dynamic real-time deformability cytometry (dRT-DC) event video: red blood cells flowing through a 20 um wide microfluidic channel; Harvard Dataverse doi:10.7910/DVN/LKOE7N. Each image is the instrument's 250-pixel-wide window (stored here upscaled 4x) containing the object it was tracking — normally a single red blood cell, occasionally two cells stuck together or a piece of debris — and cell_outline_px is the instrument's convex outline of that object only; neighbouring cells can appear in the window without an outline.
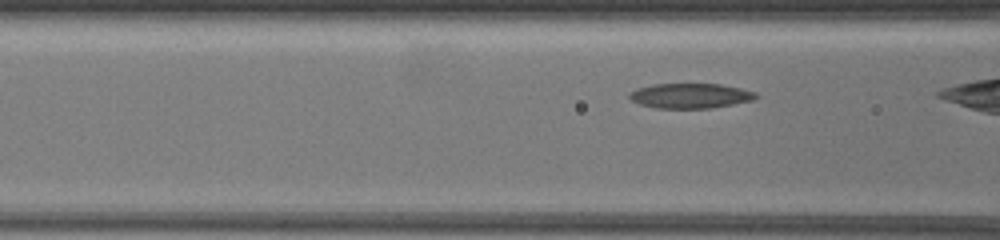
{"species": "common noctule bat (a hibernating species)", "species_latin": "Nyctalus noctula", "temperature_condition": "warm", "stored_images_in_passage": 23, "camera_frame_rate_fps": 3000, "um_per_image_px": 0.085, "animal": {"sex": "female", "body_mass_g": 19.5, "forearm_length_mm": 54.1}, "frame": {"image": 1, "passage_image": 11, "time_ms": 3.0, "image_size_px": [1000, 240], "cell_outline_px": [[760, 96], [752, 100], [712, 108], [656, 108], [640, 104], [632, 100], [628, 96], [628, 92], [636, 88], [652, 84], [720, 84], [740, 88], [756, 92]], "centroid_in_image_um": [58.66, 8.13], "position_along_channel_um": 107.9, "area_um2": 18.44}}
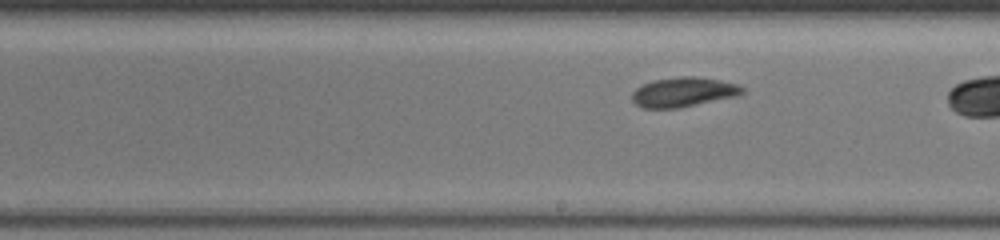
{"frame": {"image": 2, "passage_image": 17, "time_ms": 6.0, "image_size_px": [1000, 240], "cell_outline_px": [[744, 92], [736, 96], [680, 108], [644, 108], [636, 104], [632, 100], [632, 92], [636, 88], [652, 80], [680, 76], [692, 76], [720, 80], [740, 84], [744, 88]], "centroid_in_image_um": [58.1, 7.82], "position_along_channel_um": 230.9, "area_um2": 19.07}}